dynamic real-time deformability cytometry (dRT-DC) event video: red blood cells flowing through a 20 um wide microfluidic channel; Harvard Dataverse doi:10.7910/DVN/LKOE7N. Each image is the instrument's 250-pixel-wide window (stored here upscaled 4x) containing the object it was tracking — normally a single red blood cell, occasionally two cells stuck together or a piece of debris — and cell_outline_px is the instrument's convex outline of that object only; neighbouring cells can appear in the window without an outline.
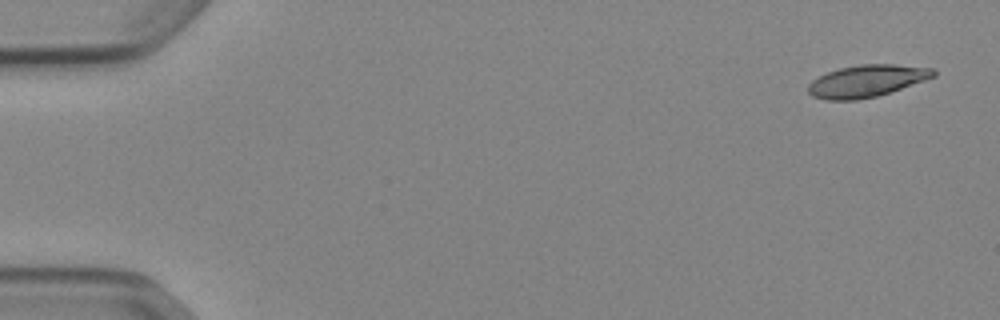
{"species": "Egyptian fruit bat (a non-hibernating species)", "species_latin": "Rousettus aegyptiacus", "temperature_condition": "cold", "stored_images_in_passage": 51, "camera_frame_rate_fps": 3000, "um_per_image_px": 0.085, "animal": {"sex": "female"}, "frame": {"image": 1, "passage_image": 1, "time_ms": 0.0, "image_size_px": [1000, 320], "cell_outline_px": [[936, 76], [876, 96], [856, 100], [824, 100], [812, 96], [808, 92], [808, 84], [812, 80], [828, 72], [840, 68], [860, 64], [896, 64], [932, 68], [936, 72]], "centroid_in_image_um": [73.64, 6.88], "position_along_channel_um": 11.4, "area_um2": 23.18}}
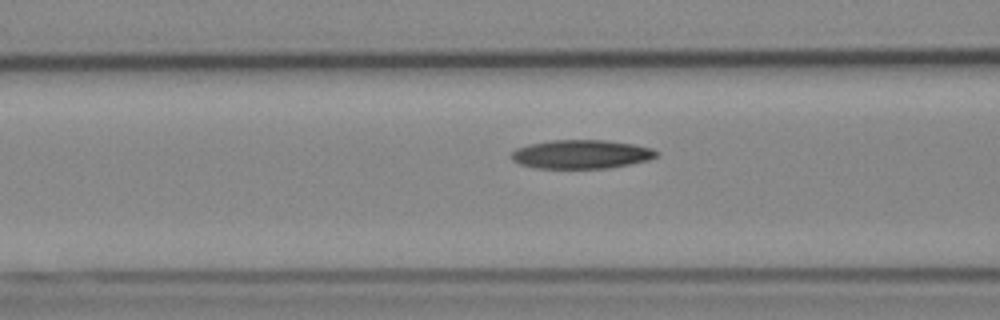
{"frame": {"image": 2, "passage_image": 20, "time_ms": 6.333, "image_size_px": [1000, 320], "cell_outline_px": [[660, 152], [656, 156], [648, 160], [608, 168], [532, 168], [520, 164], [512, 160], [508, 156], [516, 148], [528, 144], [552, 140], [604, 140], [632, 144], [652, 148]], "centroid_in_image_um": [49.36, 13.11], "position_along_channel_um": 117.2, "area_um2": 24.39}}
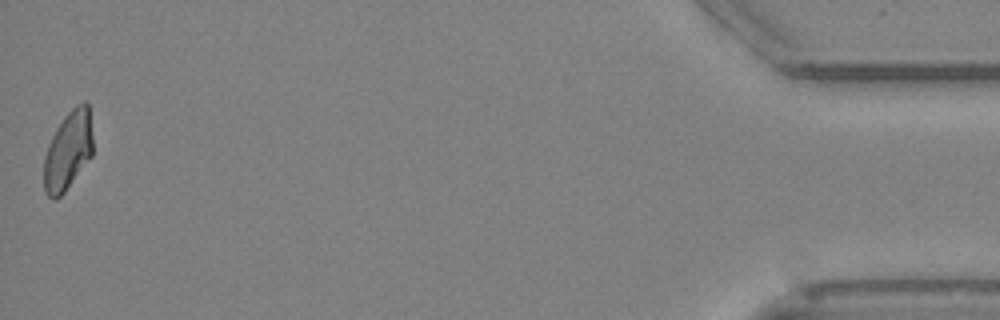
{"frame": {"image": 3, "passage_image": 51, "time_ms": 16.667, "image_size_px": [1000, 320], "cell_outline_px": [[92, 156], [64, 192], [56, 200], [52, 200], [44, 192], [44, 156], [48, 144], [56, 128], [64, 116], [76, 104], [84, 100], [88, 104], [92, 136]], "centroid_in_image_um": [5.77, 12.8], "position_along_channel_um": 429.4, "area_um2": 22.54}}